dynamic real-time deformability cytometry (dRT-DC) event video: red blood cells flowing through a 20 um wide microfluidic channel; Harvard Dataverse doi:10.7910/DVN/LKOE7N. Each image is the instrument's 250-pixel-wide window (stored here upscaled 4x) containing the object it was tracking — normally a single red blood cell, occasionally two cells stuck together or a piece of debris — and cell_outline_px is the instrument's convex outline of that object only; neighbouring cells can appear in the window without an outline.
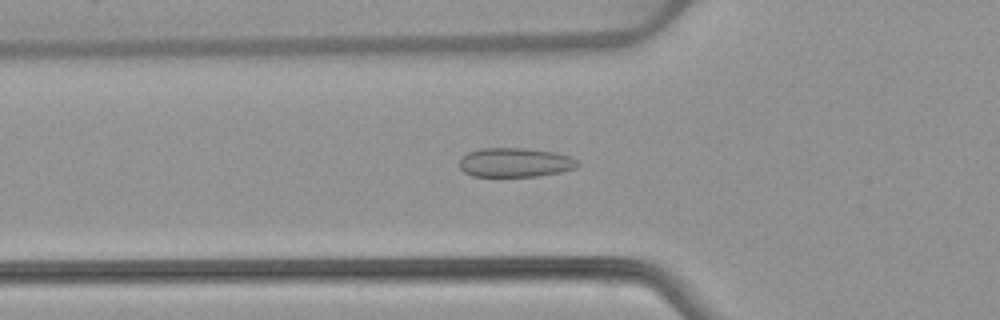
{"species": "common noctule bat (a hibernating species)", "species_latin": "Nyctalus noctula", "temperature_condition": "warm", "stored_images_in_passage": 52, "camera_frame_rate_fps": 3000, "um_per_image_px": 0.085, "animal": {"sex": "female", "body_mass_g": 22.7, "forearm_length_mm": 54.2}, "frame": {"image": 1, "passage_image": 18, "time_ms": 5.667, "image_size_px": [1000, 320], "cell_outline_px": [[580, 164], [576, 168], [560, 172], [540, 176], [472, 176], [464, 172], [460, 168], [460, 160], [468, 152], [480, 148], [524, 148], [556, 152], [580, 160]], "centroid_in_image_um": [43.82, 13.81], "position_along_channel_um": 82.0, "area_um2": 20.23}}
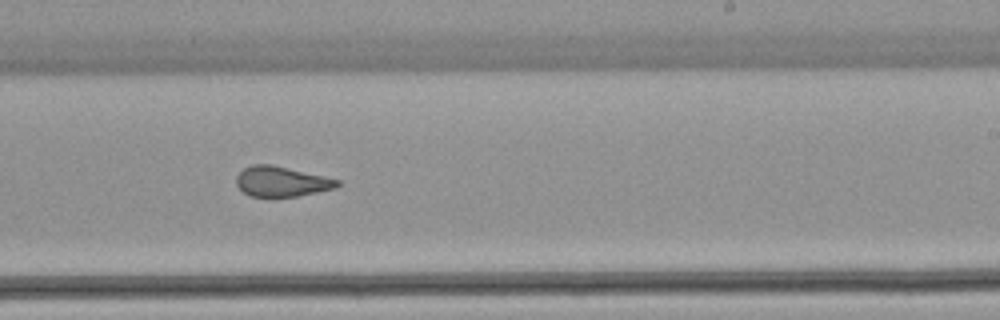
{"frame": {"image": 2, "passage_image": 32, "time_ms": 10.333, "image_size_px": [1000, 320], "cell_outline_px": [[340, 184], [336, 188], [296, 196], [272, 200], [248, 196], [236, 184], [236, 176], [244, 168], [252, 164], [272, 164], [324, 176], [340, 180]], "centroid_in_image_um": [23.89, 15.47], "position_along_channel_um": 265.1, "area_um2": 18.32}}
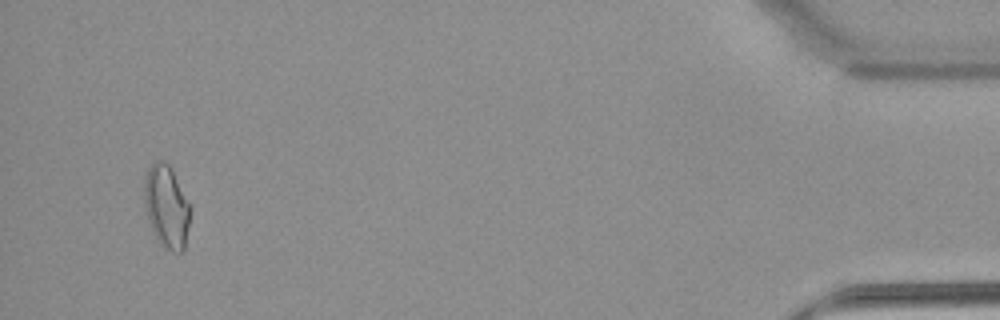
{"frame": {"image": 3, "passage_image": 50, "time_ms": 16.333, "image_size_px": [1000, 320], "cell_outline_px": [[188, 224], [184, 252], [172, 252], [164, 248], [156, 240], [152, 232], [148, 220], [144, 204], [144, 176], [148, 168], [156, 160], [164, 160], [168, 164], [188, 204]], "centroid_in_image_um": [14.09, 17.6], "position_along_channel_um": 421.1, "area_um2": 21.79}, "authors_computed_cell_mechanics": {"area_um2": 19.7676, "velocity_mm_per_s": 3.9161, "shape_relaxation_time_tau1_ms": null, "shape_relaxation_time_tau2_ms": 1.3763, "deformation_change_tau1": null, "deformation_change_tau2": 0.0564}}